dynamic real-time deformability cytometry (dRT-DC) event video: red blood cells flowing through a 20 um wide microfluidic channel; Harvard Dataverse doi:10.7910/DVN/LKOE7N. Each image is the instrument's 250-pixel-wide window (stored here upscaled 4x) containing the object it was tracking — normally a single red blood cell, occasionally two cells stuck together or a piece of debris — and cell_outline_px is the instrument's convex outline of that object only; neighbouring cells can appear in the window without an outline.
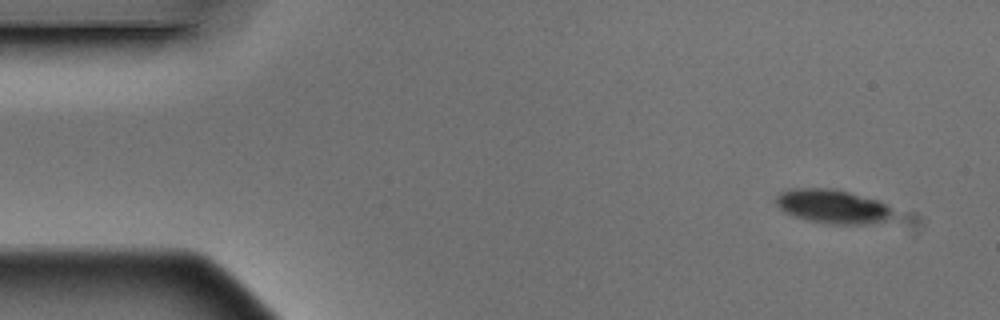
{"species": "Egyptian fruit bat (a non-hibernating species)", "species_latin": "Rousettus aegyptiacus", "temperature_condition": "warm", "stored_images_in_passage": 5, "camera_frame_rate_fps": 3000, "um_per_image_px": 0.085, "animal": {"sex": "male"}, "frame": {"image": 1, "passage_image": 1, "time_ms": 0.0, "image_size_px": [1000, 320], "cell_outline_px": [[892, 220], [864, 224], [832, 224], [808, 220], [784, 212], [776, 204], [776, 196], [780, 192], [788, 188], [836, 188], [876, 200], [892, 208]], "centroid_in_image_um": [70.76, 17.53], "position_along_channel_um": 14.2, "area_um2": 23.24}}